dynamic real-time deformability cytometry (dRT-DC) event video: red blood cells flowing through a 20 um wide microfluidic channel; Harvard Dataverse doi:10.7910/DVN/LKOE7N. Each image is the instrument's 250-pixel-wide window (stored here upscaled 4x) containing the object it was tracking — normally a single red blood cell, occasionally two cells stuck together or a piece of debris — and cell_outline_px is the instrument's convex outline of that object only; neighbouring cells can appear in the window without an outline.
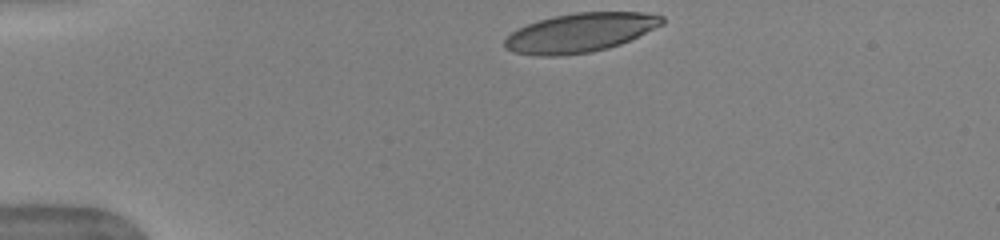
{"species": "human", "species_latin": "Homo sapiens", "temperature_condition": "warm", "stored_images_in_passage": 15, "camera_frame_rate_fps": 3000, "um_per_image_px": 0.085, "donor": {"sex": "female"}, "frame": {"image": 1, "passage_image": 1, "time_ms": 0.0, "image_size_px": [1000, 240], "cell_outline_px": [[664, 24], [620, 44], [608, 48], [592, 52], [556, 56], [540, 56], [512, 52], [504, 48], [504, 40], [512, 32], [528, 24], [552, 16], [576, 12], [640, 12], [664, 16]], "centroid_in_image_um": [49.31, 2.78], "position_along_channel_um": 35.7, "area_um2": 35.72}}
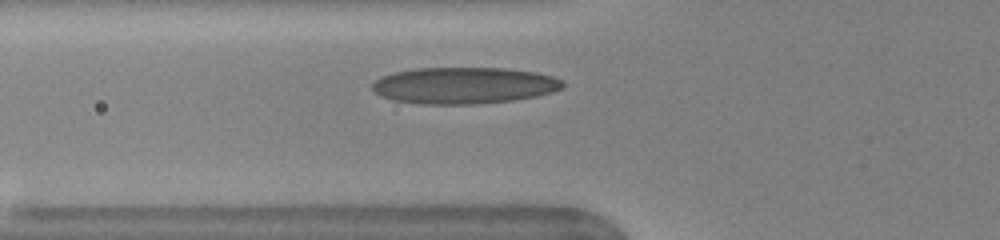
{"frame": {"image": 2, "passage_image": 9, "time_ms": 2.667, "image_size_px": [1000, 240], "cell_outline_px": [[564, 88], [552, 92], [536, 96], [512, 100], [476, 104], [420, 104], [392, 100], [380, 96], [372, 88], [372, 84], [380, 76], [396, 72], [416, 68], [504, 68], [536, 72], [552, 76], [560, 80], [564, 84]], "centroid_in_image_um": [39.42, 7.26], "position_along_channel_um": 86.4, "area_um2": 40.58}}